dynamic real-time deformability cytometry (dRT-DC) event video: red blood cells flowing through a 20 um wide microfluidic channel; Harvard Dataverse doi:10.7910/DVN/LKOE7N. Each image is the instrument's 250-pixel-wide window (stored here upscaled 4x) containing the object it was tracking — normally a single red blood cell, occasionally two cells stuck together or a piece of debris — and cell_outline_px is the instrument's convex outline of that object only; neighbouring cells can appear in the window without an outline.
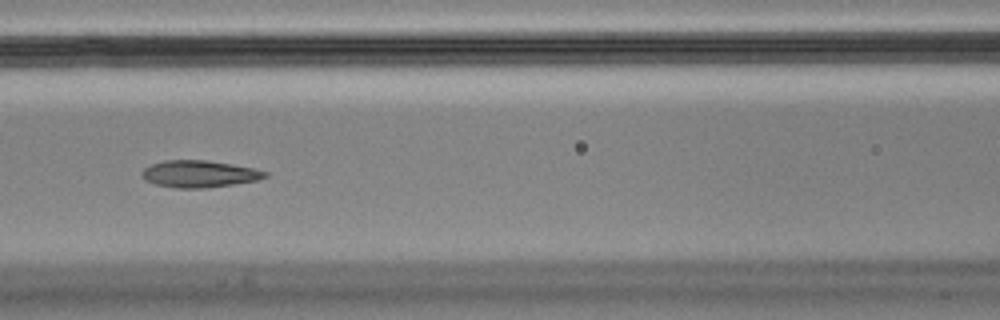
{"species": "Egyptian fruit bat (a non-hibernating species)", "species_latin": "Rousettus aegyptiacus", "temperature_condition": "cold", "stored_images_in_passage": 12, "camera_frame_rate_fps": 3000, "um_per_image_px": 0.085, "animal": {"sex": "male"}, "frame": {"image": 1, "passage_image": 3, "time_ms": 0.667, "image_size_px": [1000, 320], "cell_outline_px": [[268, 176], [256, 180], [232, 184], [204, 188], [176, 188], [156, 184], [144, 180], [140, 172], [144, 168], [152, 164], [164, 160], [208, 160], [232, 164], [252, 168], [268, 172]], "centroid_in_image_um": [16.9, 14.77], "position_along_channel_um": 149.7, "area_um2": 19.25}}
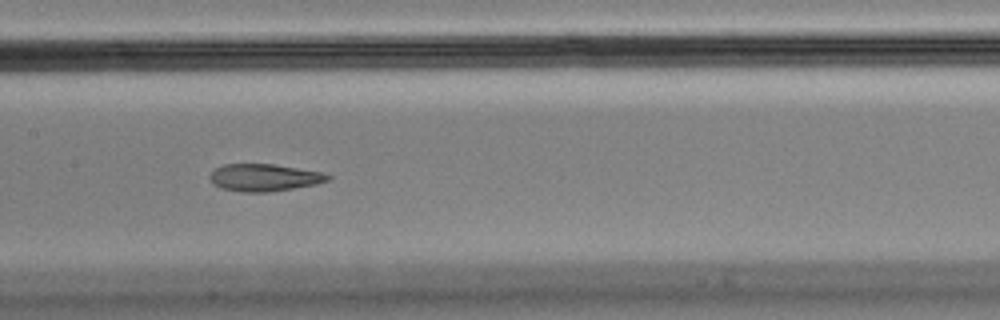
{"frame": {"image": 2, "passage_image": 4, "time_ms": 1.0, "image_size_px": [1000, 320], "cell_outline_px": [[332, 176], [328, 180], [316, 184], [292, 188], [264, 192], [240, 192], [220, 188], [212, 184], [208, 176], [216, 168], [224, 164], [272, 164], [324, 172]], "centroid_in_image_um": [22.43, 15.09], "position_along_channel_um": 185.0, "area_um2": 18.73}}
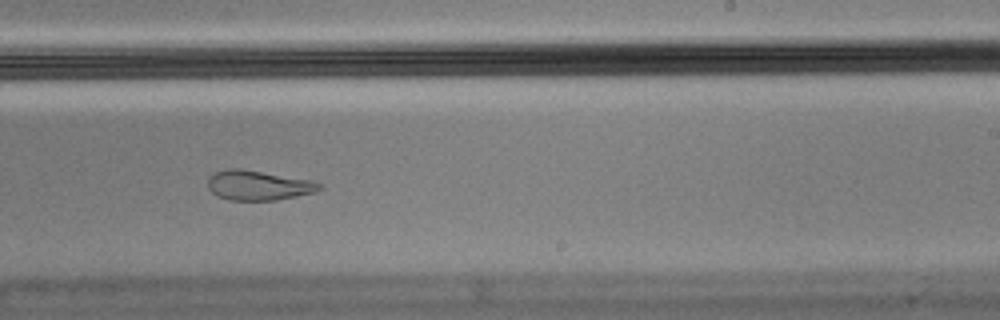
{"frame": {"image": 3, "passage_image": 6, "time_ms": 1.667, "image_size_px": [1000, 320], "cell_outline_px": [[324, 188], [316, 192], [276, 200], [228, 200], [216, 196], [208, 188], [208, 176], [216, 172], [228, 168], [240, 168], [308, 180], [324, 184]], "centroid_in_image_um": [21.94, 15.76], "position_along_channel_um": 267.1, "area_um2": 19.36}}